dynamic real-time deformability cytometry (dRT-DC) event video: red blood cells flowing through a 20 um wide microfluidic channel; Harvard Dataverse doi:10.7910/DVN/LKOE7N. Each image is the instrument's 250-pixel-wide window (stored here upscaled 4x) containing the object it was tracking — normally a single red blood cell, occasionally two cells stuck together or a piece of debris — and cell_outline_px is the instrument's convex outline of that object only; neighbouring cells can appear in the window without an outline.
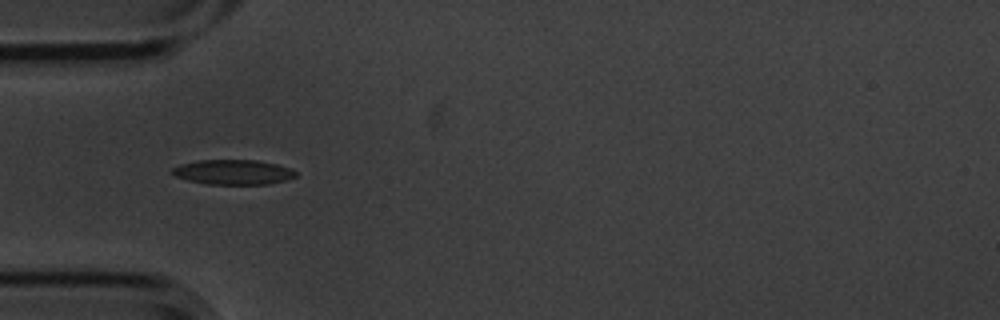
{"species": "common noctule bat (a hibernating species)", "species_latin": "Nyctalus noctula", "temperature_condition": "cold", "stored_images_in_passage": 9, "camera_frame_rate_fps": 3000, "um_per_image_px": 0.085, "animal": {"sex": "male", "body_mass_g": 20.1, "forearm_length_mm": 53.5}, "frame": {"image": 1, "passage_image": 4, "time_ms": 1.0, "image_size_px": [1000, 320], "cell_outline_px": [[296, 176], [284, 180], [268, 184], [208, 184], [188, 180], [176, 176], [168, 172], [172, 168], [180, 164], [200, 160], [256, 160], [276, 164], [292, 168], [296, 172]], "centroid_in_image_um": [19.8, 14.62], "position_along_channel_um": 65.2, "area_um2": 17.86}}
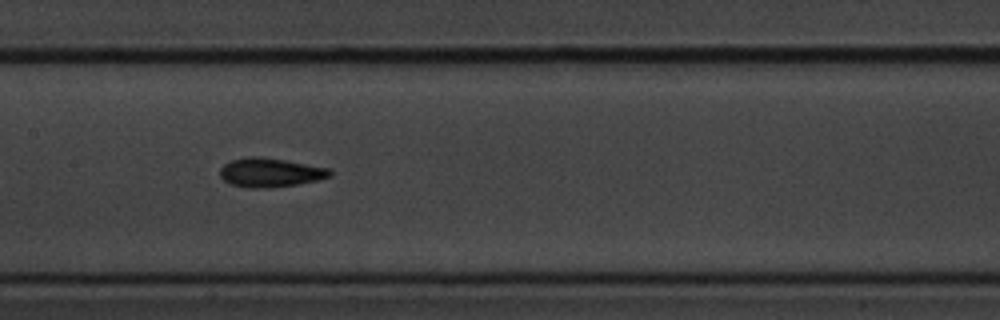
{"frame": {"image": 2, "passage_image": 7, "time_ms": 2.0, "image_size_px": [1000, 320], "cell_outline_px": [[332, 176], [316, 180], [296, 184], [268, 188], [248, 188], [228, 184], [220, 176], [220, 168], [224, 164], [232, 160], [248, 156], [256, 156], [284, 160], [328, 168], [332, 172]], "centroid_in_image_um": [22.92, 14.67], "position_along_channel_um": 184.5, "area_um2": 18.5}}
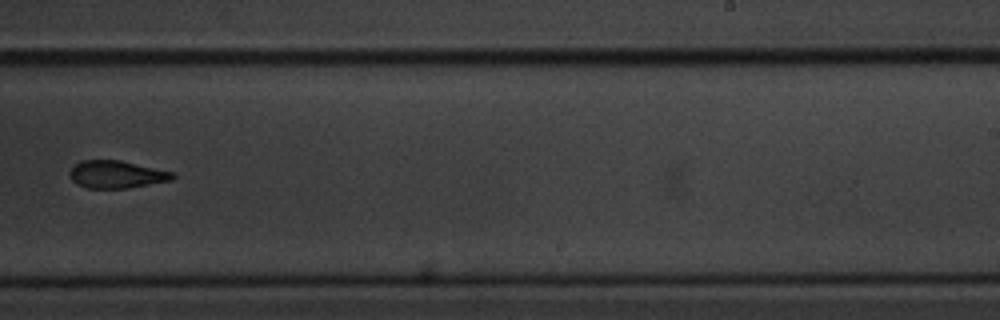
{"frame": {"image": 3, "passage_image": 9, "time_ms": 2.667, "image_size_px": [1000, 320], "cell_outline_px": [[176, 176], [172, 180], [128, 188], [88, 188], [76, 184], [72, 180], [68, 172], [80, 160], [120, 160], [176, 172]], "centroid_in_image_um": [9.93, 14.82], "position_along_channel_um": 279.1, "area_um2": 16.65}}